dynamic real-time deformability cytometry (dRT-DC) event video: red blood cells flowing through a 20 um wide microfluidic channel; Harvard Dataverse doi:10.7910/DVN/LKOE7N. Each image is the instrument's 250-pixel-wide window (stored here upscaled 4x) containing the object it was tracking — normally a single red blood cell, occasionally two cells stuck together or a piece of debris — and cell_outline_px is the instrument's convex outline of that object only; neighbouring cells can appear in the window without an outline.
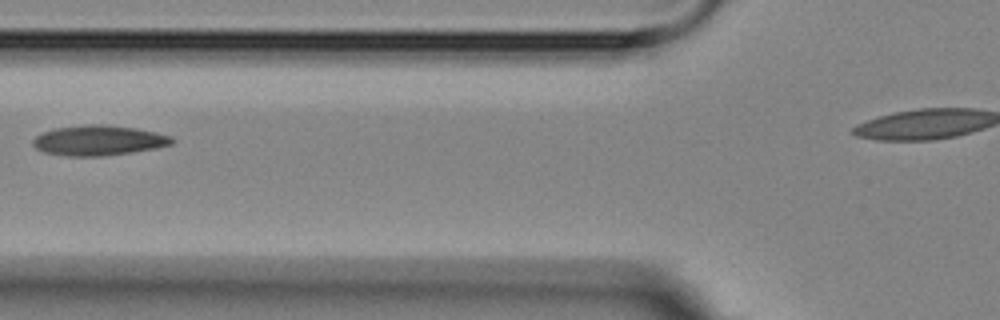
{"species": "Egyptian fruit bat (a non-hibernating species)", "species_latin": "Rousettus aegyptiacus", "temperature_condition": "room temperature", "stored_images_in_passage": 3, "segment_of_instrument_passage": [1, 2], "camera_frame_rate_fps": 3000, "um_per_image_px": 0.085, "animal": {"sex": "female"}, "frame": {"image": 1, "passage_image": 2, "time_ms": 1.333, "image_size_px": [1000, 320], "cell_outline_px": [[176, 140], [172, 144], [156, 148], [132, 152], [104, 156], [68, 156], [44, 152], [36, 148], [32, 144], [32, 140], [36, 136], [44, 132], [56, 128], [88, 124], [104, 124], [136, 128], [156, 132], [172, 136]], "centroid_in_image_um": [8.41, 11.93], "position_along_channel_um": 117.4, "area_um2": 24.45}}